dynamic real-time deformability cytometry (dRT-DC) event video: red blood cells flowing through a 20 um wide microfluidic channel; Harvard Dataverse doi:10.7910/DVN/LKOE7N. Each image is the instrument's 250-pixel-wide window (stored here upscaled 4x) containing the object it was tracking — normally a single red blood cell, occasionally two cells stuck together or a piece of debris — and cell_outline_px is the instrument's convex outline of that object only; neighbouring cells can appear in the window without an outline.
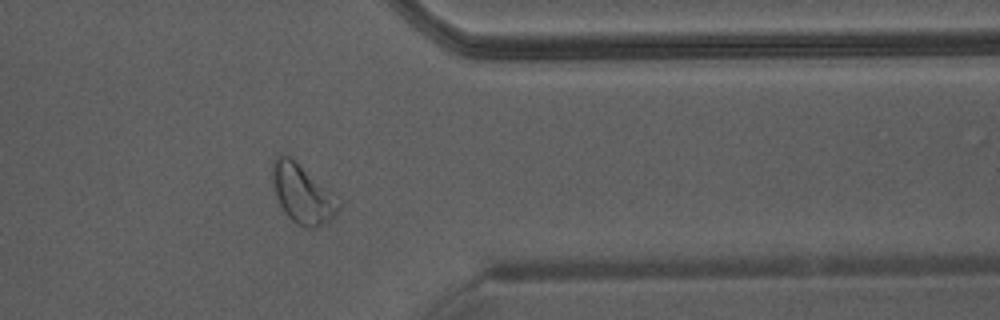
{"species": "Egyptian fruit bat (a non-hibernating species)", "species_latin": "Rousettus aegyptiacus", "temperature_condition": "warm", "stored_images_in_passage": 33, "camera_frame_rate_fps": 3000, "um_per_image_px": 0.085, "animal": {"sex": "male"}, "frame": {"image": 1, "passage_image": 24, "time_ms": 7.667, "image_size_px": [1000, 320], "cell_outline_px": [[344, 200], [336, 216], [332, 220], [316, 228], [304, 228], [296, 224], [284, 212], [276, 196], [272, 184], [272, 164], [276, 156], [288, 156]], "centroid_in_image_um": [25.78, 16.54], "position_along_channel_um": 385.6, "area_um2": 23.06}}